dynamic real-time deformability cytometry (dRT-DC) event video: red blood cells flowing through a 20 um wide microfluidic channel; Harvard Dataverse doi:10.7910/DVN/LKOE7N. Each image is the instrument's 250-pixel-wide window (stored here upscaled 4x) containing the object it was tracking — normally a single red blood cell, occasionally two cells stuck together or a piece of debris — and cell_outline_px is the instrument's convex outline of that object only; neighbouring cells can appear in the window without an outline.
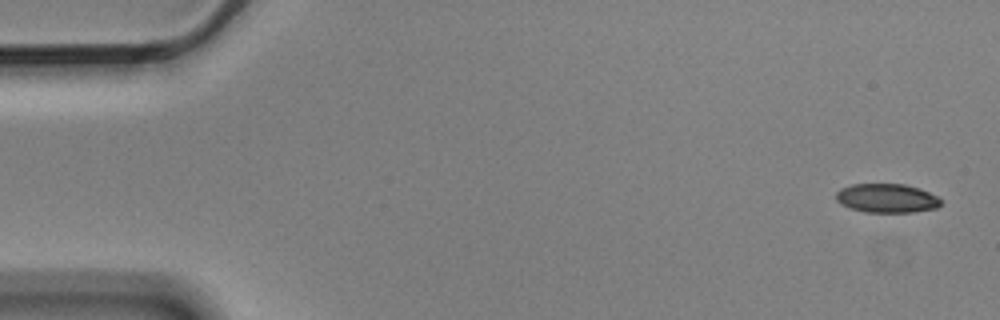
{"species": "Egyptian fruit bat (a non-hibernating species)", "species_latin": "Rousettus aegyptiacus", "temperature_condition": "cold", "stored_images_in_passage": 5, "camera_frame_rate_fps": 3000, "um_per_image_px": 0.085, "animal": {"sex": "male"}, "frame": {"image": 1, "passage_image": 1, "time_ms": 0.0, "image_size_px": [1000, 320], "cell_outline_px": [[940, 204], [936, 208], [912, 212], [864, 212], [840, 204], [836, 200], [836, 192], [840, 188], [852, 184], [904, 184], [920, 188], [936, 196], [940, 200]], "centroid_in_image_um": [75.34, 16.84], "position_along_channel_um": 9.7, "area_um2": 17.63}}
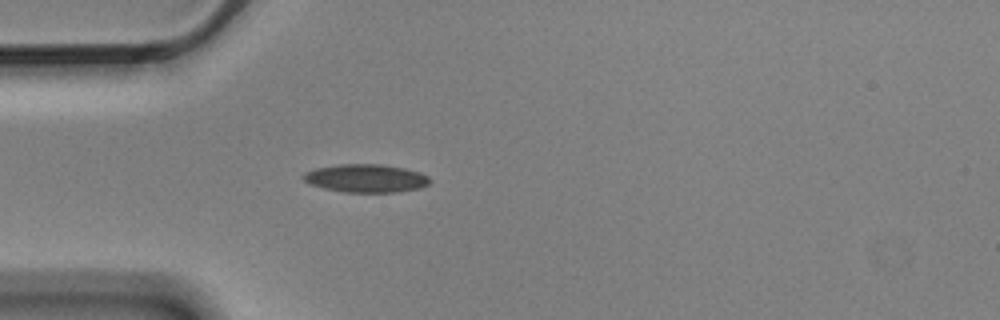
{"frame": {"image": 2, "passage_image": 5, "time_ms": 1.333, "image_size_px": [1000, 320], "cell_outline_px": [[432, 180], [428, 184], [420, 188], [396, 192], [344, 192], [324, 188], [308, 184], [300, 176], [304, 172], [316, 168], [340, 164], [380, 164], [404, 168], [420, 172], [428, 176]], "centroid_in_image_um": [31.09, 15.15], "position_along_channel_um": 53.9, "area_um2": 20.87}}